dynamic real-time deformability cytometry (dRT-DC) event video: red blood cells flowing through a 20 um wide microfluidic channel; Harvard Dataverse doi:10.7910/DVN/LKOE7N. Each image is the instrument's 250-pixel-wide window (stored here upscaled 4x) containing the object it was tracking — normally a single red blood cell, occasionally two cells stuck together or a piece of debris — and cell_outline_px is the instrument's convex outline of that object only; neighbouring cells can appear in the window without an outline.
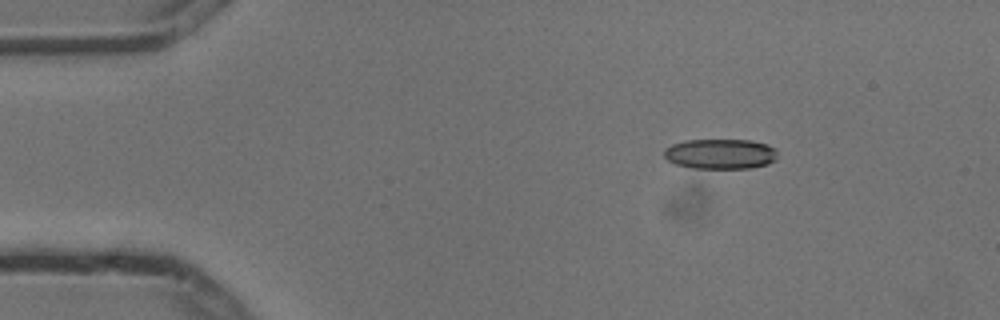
{"species": "common noctule bat (a hibernating species)", "species_latin": "Nyctalus noctula", "temperature_condition": "cold", "stored_images_in_passage": 4, "camera_frame_rate_fps": 3000, "um_per_image_px": 0.085, "animal": {"sex": "male", "body_mass_g": 13.3}, "frame": {"image": 1, "passage_image": 1, "time_ms": 0.0, "image_size_px": [1000, 320], "cell_outline_px": [[776, 160], [768, 164], [752, 168], [692, 168], [676, 164], [668, 160], [664, 156], [664, 148], [672, 144], [684, 140], [752, 140], [768, 144], [776, 148]], "centroid_in_image_um": [61.25, 13.08], "position_along_channel_um": 23.8, "area_um2": 20.11}}
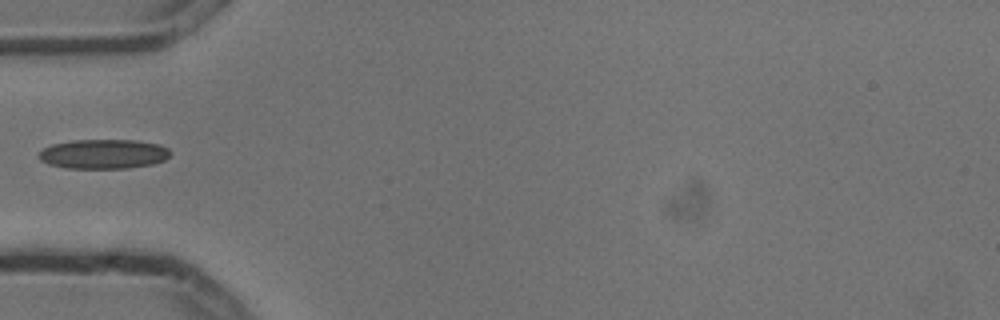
{"frame": {"image": 2, "passage_image": 4, "time_ms": 1.0, "image_size_px": [1000, 320], "cell_outline_px": [[172, 152], [164, 160], [152, 164], [128, 168], [64, 168], [48, 164], [40, 160], [40, 152], [44, 148], [52, 144], [72, 140], [136, 140], [160, 144], [168, 148]], "centroid_in_image_um": [8.81, 13.08], "position_along_channel_um": 76.2, "area_um2": 22.66}}